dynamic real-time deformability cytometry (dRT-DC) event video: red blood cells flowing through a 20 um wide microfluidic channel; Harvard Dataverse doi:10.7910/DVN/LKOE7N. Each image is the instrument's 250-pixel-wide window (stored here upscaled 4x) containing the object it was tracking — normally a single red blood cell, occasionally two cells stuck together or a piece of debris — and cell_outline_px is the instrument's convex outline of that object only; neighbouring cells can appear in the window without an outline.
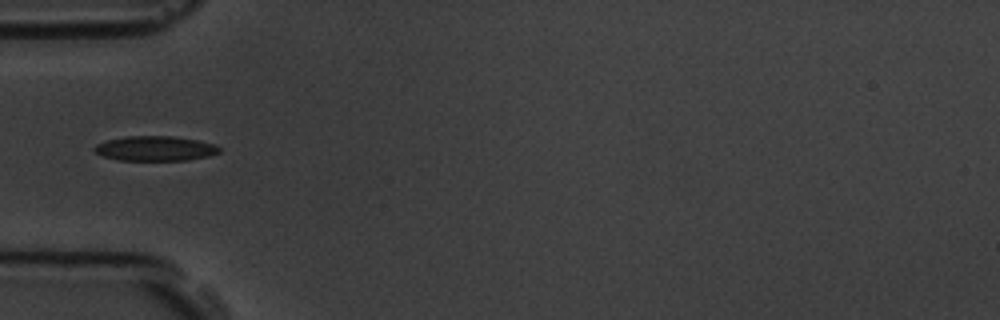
{"species": "common noctule bat (a hibernating species)", "species_latin": "Nyctalus noctula", "temperature_condition": "room temperature", "stored_images_in_passage": 6, "camera_frame_rate_fps": 3000, "um_per_image_px": 0.085, "animal": {"sex": "male", "body_mass_g": 19.5, "forearm_length_mm": 54.6}, "frame": {"image": 1, "passage_image": 6, "time_ms": 5.667, "image_size_px": [1000, 320], "cell_outline_px": [[220, 152], [208, 156], [188, 160], [120, 160], [104, 156], [96, 152], [92, 148], [96, 144], [108, 140], [124, 136], [172, 136], [196, 140], [216, 144], [220, 148]], "centroid_in_image_um": [13.2, 12.61], "position_along_channel_um": 71.8, "area_um2": 17.98}}